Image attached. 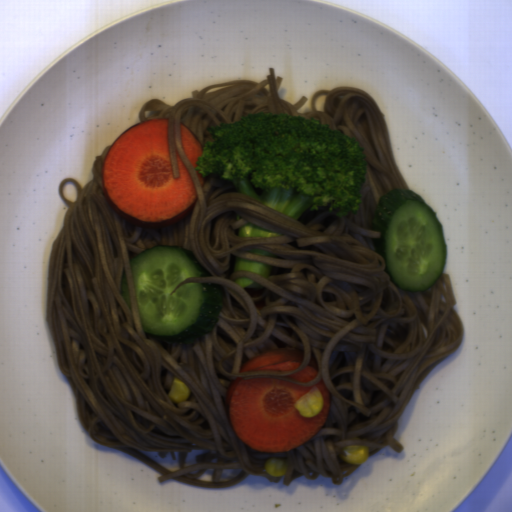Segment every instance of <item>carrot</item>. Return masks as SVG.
<instances>
[{
    "instance_id": "b8716197",
    "label": "carrot",
    "mask_w": 512,
    "mask_h": 512,
    "mask_svg": "<svg viewBox=\"0 0 512 512\" xmlns=\"http://www.w3.org/2000/svg\"><path fill=\"white\" fill-rule=\"evenodd\" d=\"M175 151L178 178H174L168 118L134 124L109 147L100 179L114 213L141 229H162L190 215L199 194Z\"/></svg>"
},
{
    "instance_id": "cead05ca",
    "label": "carrot",
    "mask_w": 512,
    "mask_h": 512,
    "mask_svg": "<svg viewBox=\"0 0 512 512\" xmlns=\"http://www.w3.org/2000/svg\"><path fill=\"white\" fill-rule=\"evenodd\" d=\"M224 403L235 434L259 452L297 449L326 423L331 398L323 379L303 386L283 379L237 377Z\"/></svg>"
},
{
    "instance_id": "1c9b5961",
    "label": "carrot",
    "mask_w": 512,
    "mask_h": 512,
    "mask_svg": "<svg viewBox=\"0 0 512 512\" xmlns=\"http://www.w3.org/2000/svg\"><path fill=\"white\" fill-rule=\"evenodd\" d=\"M303 351L282 347L260 353L243 363L239 374L249 372H290L297 370L303 361Z\"/></svg>"
},
{
    "instance_id": "07d2c1c8",
    "label": "carrot",
    "mask_w": 512,
    "mask_h": 512,
    "mask_svg": "<svg viewBox=\"0 0 512 512\" xmlns=\"http://www.w3.org/2000/svg\"><path fill=\"white\" fill-rule=\"evenodd\" d=\"M180 136H181V144L182 150L191 164L192 168H196V162L199 157H202L203 146L199 140V138L195 135V133L189 129L182 122L179 126Z\"/></svg>"
},
{
    "instance_id": "79d8ee17",
    "label": "carrot",
    "mask_w": 512,
    "mask_h": 512,
    "mask_svg": "<svg viewBox=\"0 0 512 512\" xmlns=\"http://www.w3.org/2000/svg\"><path fill=\"white\" fill-rule=\"evenodd\" d=\"M320 367L318 362L313 357L310 359L307 366L296 372L295 374L288 375L289 378L298 382H309L314 380L318 375Z\"/></svg>"
},
{
    "instance_id": "46ec933d",
    "label": "carrot",
    "mask_w": 512,
    "mask_h": 512,
    "mask_svg": "<svg viewBox=\"0 0 512 512\" xmlns=\"http://www.w3.org/2000/svg\"><path fill=\"white\" fill-rule=\"evenodd\" d=\"M195 172H196L197 180H198V182H199V184H200L201 188L203 189V188H204V186H205V179H204V176H201V175L199 174V172H197L196 170H195Z\"/></svg>"
}]
</instances>
